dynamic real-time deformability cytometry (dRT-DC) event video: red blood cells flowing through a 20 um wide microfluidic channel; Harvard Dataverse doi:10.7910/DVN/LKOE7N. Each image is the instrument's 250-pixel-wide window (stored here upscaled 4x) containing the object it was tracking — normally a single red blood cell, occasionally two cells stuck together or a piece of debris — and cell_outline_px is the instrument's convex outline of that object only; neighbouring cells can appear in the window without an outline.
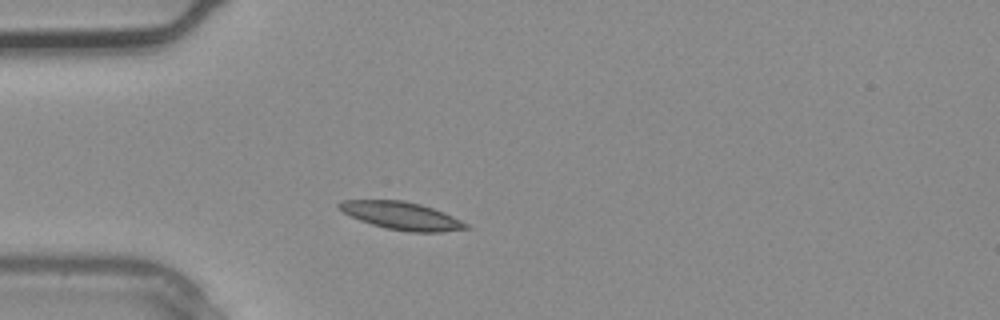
{"species": "common noctule bat (a hibernating species)", "species_latin": "Nyctalus noctula", "temperature_condition": "warm", "stored_images_in_passage": 2, "camera_frame_rate_fps": 3000, "um_per_image_px": 0.085, "animal": {"sex": "male", "body_mass_g": 20.4}, "frame": {"image": 1, "passage_image": 2, "time_ms": 0.333, "image_size_px": [1000, 320], "cell_outline_px": [[472, 228], [440, 232], [408, 232], [388, 228], [372, 224], [360, 220], [336, 208], [336, 204], [340, 200], [404, 200], [420, 204], [444, 212], [468, 224]], "centroid_in_image_um": [34.13, 18.33], "position_along_channel_um": 50.9, "area_um2": 20.46}}